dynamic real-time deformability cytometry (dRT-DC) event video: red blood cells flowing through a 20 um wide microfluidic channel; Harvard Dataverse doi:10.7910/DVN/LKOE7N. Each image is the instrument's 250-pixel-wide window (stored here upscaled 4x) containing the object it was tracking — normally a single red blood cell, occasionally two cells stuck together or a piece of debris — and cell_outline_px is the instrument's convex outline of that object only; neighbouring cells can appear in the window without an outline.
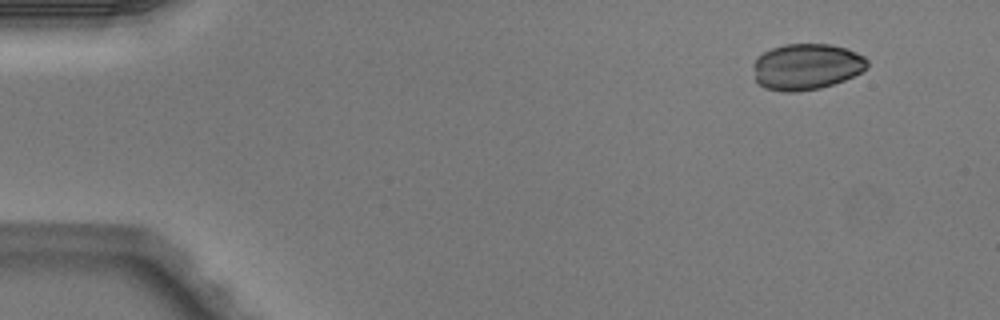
{"species": "Egyptian fruit bat (a non-hibernating species)", "species_latin": "Rousettus aegyptiacus", "temperature_condition": "warm", "stored_images_in_passage": 4, "camera_frame_rate_fps": 3000, "um_per_image_px": 0.085, "animal": {"sex": "male"}, "frame": {"image": 1, "passage_image": 1, "time_ms": 0.0, "image_size_px": [1000, 320], "cell_outline_px": [[868, 68], [844, 80], [820, 88], [796, 92], [784, 92], [764, 88], [756, 80], [752, 64], [756, 56], [772, 48], [784, 44], [832, 44], [856, 52], [864, 56], [868, 60]], "centroid_in_image_um": [68.53, 5.66], "position_along_channel_um": 16.5, "area_um2": 30.81}}
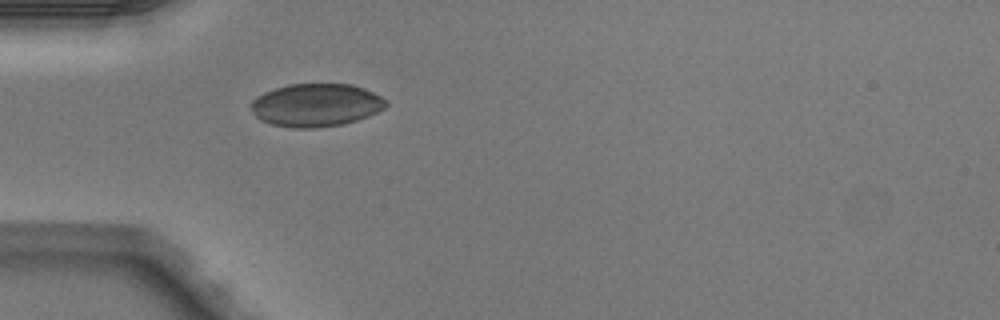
{"frame": {"image": 2, "passage_image": 4, "time_ms": 1.0, "image_size_px": [1000, 320], "cell_outline_px": [[388, 104], [384, 108], [368, 116], [344, 124], [316, 128], [292, 128], [272, 124], [260, 120], [252, 112], [248, 104], [256, 96], [264, 92], [288, 84], [352, 84], [364, 88], [388, 100]], "centroid_in_image_um": [26.84, 8.93], "position_along_channel_um": 58.2, "area_um2": 34.04}}